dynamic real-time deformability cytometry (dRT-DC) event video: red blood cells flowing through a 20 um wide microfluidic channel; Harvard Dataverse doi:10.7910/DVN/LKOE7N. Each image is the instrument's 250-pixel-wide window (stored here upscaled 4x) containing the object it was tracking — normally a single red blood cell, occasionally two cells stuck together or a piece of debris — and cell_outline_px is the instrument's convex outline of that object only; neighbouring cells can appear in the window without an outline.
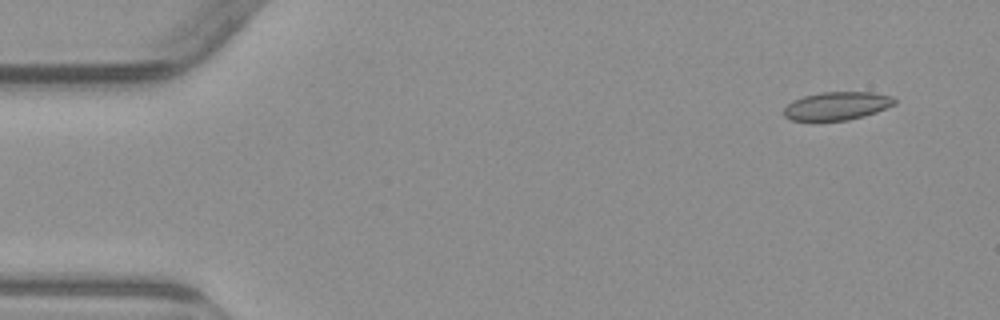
{"species": "common noctule bat (a hibernating species)", "species_latin": "Nyctalus noctula", "temperature_condition": "warm", "stored_images_in_passage": 4, "camera_frame_rate_fps": 3000, "um_per_image_px": 0.085, "animal": {"sex": "male", "body_mass_g": 23.1, "forearm_length_mm": 52.7}, "frame": {"image": 1, "passage_image": 1, "time_ms": 0.0, "image_size_px": [1000, 320], "cell_outline_px": [[896, 104], [876, 112], [864, 116], [848, 120], [792, 120], [784, 116], [784, 108], [792, 100], [804, 96], [820, 92], [872, 92], [892, 96], [896, 100]], "centroid_in_image_um": [71.15, 8.99], "position_along_channel_um": 13.8, "area_um2": 18.15}}
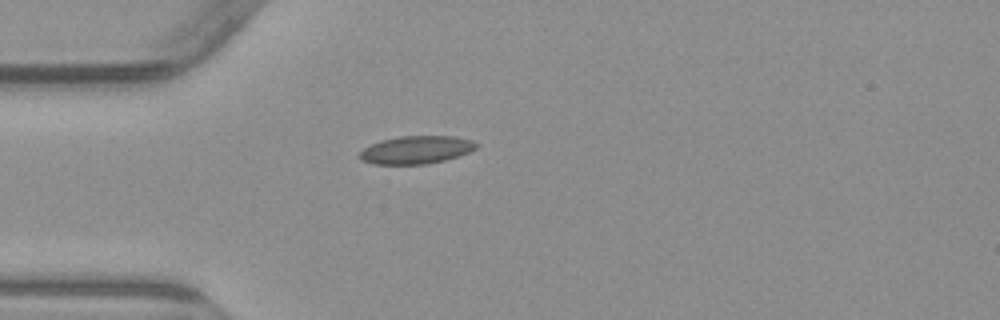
{"frame": {"image": 2, "passage_image": 4, "time_ms": 3.667, "image_size_px": [1000, 320], "cell_outline_px": [[480, 144], [476, 148], [468, 152], [444, 160], [428, 164], [372, 164], [360, 160], [356, 156], [364, 148], [380, 140], [400, 136], [456, 136], [472, 140]], "centroid_in_image_um": [35.35, 12.73], "position_along_channel_um": 49.6, "area_um2": 19.07}}